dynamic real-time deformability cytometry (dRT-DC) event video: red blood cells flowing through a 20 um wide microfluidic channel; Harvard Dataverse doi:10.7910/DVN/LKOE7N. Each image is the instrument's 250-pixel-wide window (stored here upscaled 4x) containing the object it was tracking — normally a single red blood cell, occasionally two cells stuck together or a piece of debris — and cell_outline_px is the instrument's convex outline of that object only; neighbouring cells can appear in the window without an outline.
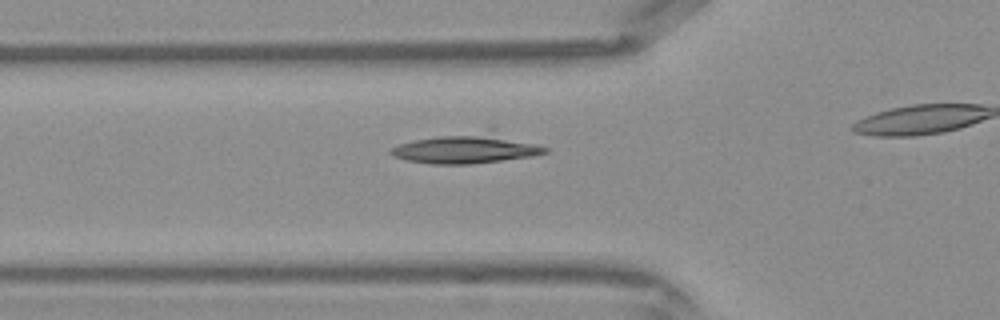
{"species": "Egyptian fruit bat (a non-hibernating species)", "species_latin": "Rousettus aegyptiacus", "temperature_condition": "warm", "stored_images_in_passage": 27, "camera_frame_rate_fps": 3000, "um_per_image_px": 0.085, "frame": {"image": 1, "passage_image": 8, "time_ms": 2.333, "image_size_px": [1000, 320], "cell_outline_px": [[548, 152], [532, 156], [468, 164], [432, 164], [408, 160], [392, 156], [388, 152], [392, 148], [400, 144], [416, 140], [492, 124], [548, 148]], "centroid_in_image_um": [39.84, 12.51], "position_along_channel_um": 86.0, "area_um2": 28.55}}
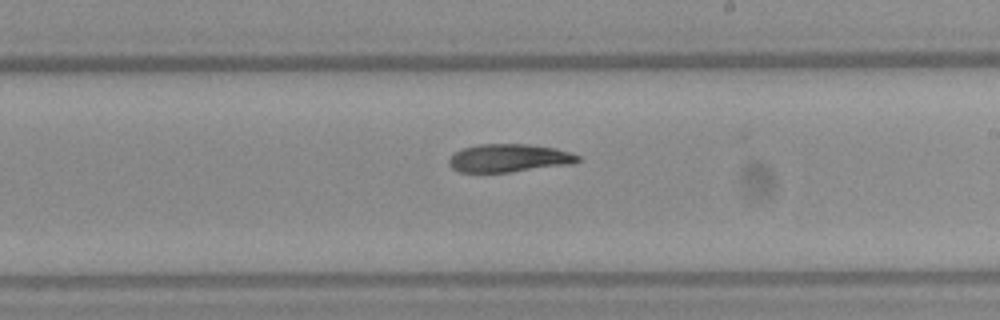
{"frame": {"image": 2, "passage_image": 18, "time_ms": 5.667, "image_size_px": [1000, 320], "cell_outline_px": [[580, 160], [572, 164], [508, 172], [460, 172], [452, 168], [448, 164], [448, 160], [456, 152], [464, 148], [480, 144], [528, 144], [556, 148], [572, 152], [580, 156]], "centroid_in_image_um": [43.29, 13.43], "position_along_channel_um": 245.7, "area_um2": 21.04}}
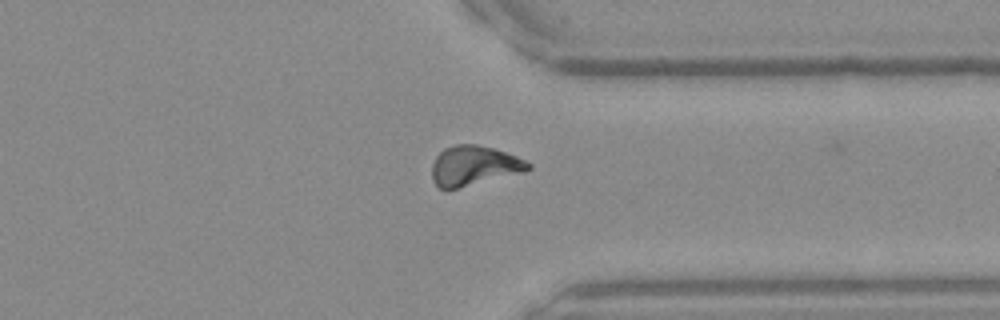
{"frame": {"image": 3, "passage_image": 26, "time_ms": 8.333, "image_size_px": [1000, 320], "cell_outline_px": [[532, 168], [524, 172], [456, 188], [440, 188], [432, 180], [432, 164], [436, 156], [444, 148], [456, 144], [476, 144], [492, 148], [516, 156], [532, 164]], "centroid_in_image_um": [40.28, 14.07], "position_along_channel_um": 371.1, "area_um2": 22.02}}